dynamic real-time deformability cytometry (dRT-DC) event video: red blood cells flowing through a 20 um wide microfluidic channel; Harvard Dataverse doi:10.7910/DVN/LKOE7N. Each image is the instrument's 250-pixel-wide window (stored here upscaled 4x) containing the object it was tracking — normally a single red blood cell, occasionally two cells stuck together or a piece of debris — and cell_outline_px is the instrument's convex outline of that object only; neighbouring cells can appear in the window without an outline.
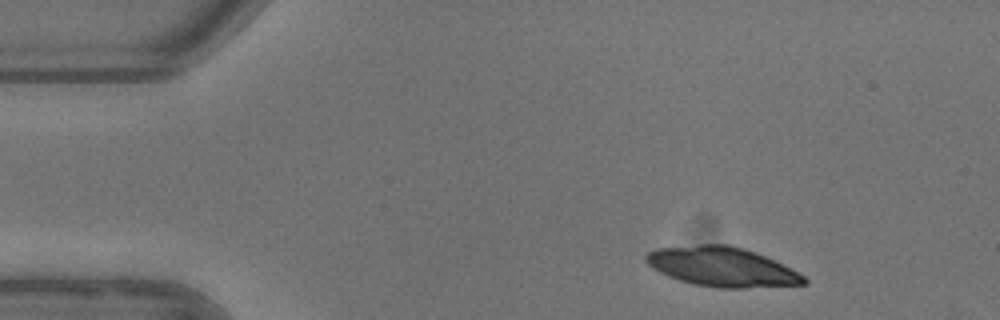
{"species": "common noctule bat (a hibernating species)", "species_latin": "Nyctalus noctula", "temperature_condition": "warm", "stored_images_in_passage": 3, "camera_frame_rate_fps": 3000, "um_per_image_px": 0.085, "animal": {"sex": "female"}, "frame": {"image": 1, "passage_image": 1, "time_ms": 0.0, "image_size_px": [1000, 320], "cell_outline_px": [[808, 284], [744, 288], [716, 288], [692, 284], [668, 276], [652, 268], [644, 260], [644, 256], [648, 252], [656, 248], [700, 244], [728, 244], [744, 248], [756, 252], [804, 276], [808, 280]], "centroid_in_image_um": [61.32, 22.68], "position_along_channel_um": 23.7, "area_um2": 36.3}}